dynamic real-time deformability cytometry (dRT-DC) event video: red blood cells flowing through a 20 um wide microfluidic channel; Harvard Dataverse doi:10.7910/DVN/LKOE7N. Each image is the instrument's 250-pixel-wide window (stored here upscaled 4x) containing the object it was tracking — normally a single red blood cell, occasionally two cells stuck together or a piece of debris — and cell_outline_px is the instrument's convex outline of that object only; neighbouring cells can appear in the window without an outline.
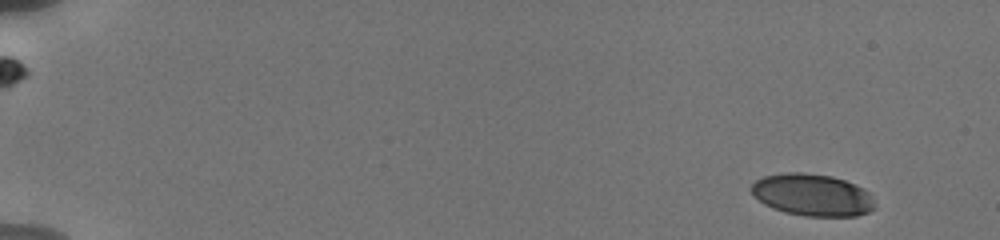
{"species": "human", "species_latin": "Homo sapiens", "temperature_condition": "cold", "stored_images_in_passage": 43, "camera_frame_rate_fps": 3000, "um_per_image_px": 0.085, "donor": {"sex": "male"}, "frame": {"image": 1, "passage_image": 3, "time_ms": 1.0, "image_size_px": [1000, 240], "cell_outline_px": [[876, 208], [868, 212], [856, 216], [804, 216], [784, 212], [772, 208], [764, 204], [752, 192], [752, 184], [756, 180], [764, 176], [784, 172], [804, 172], [832, 176], [856, 184], [864, 188], [868, 192]], "centroid_in_image_um": [69.06, 16.56], "position_along_channel_um": 15.9, "area_um2": 30.29}}
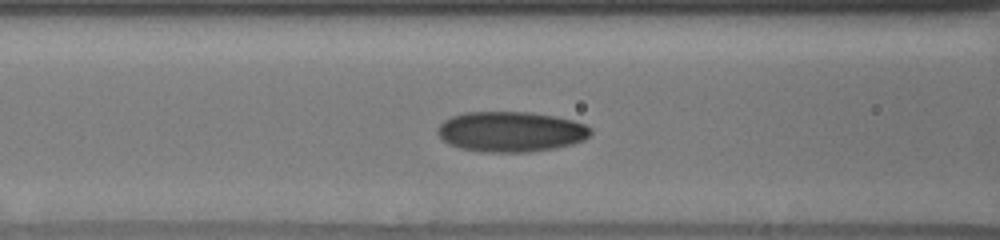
{"frame": {"image": 2, "passage_image": 18, "time_ms": 8.0, "image_size_px": [1000, 240], "cell_outline_px": [[592, 132], [584, 140], [572, 144], [556, 148], [528, 152], [484, 152], [460, 148], [448, 144], [436, 132], [436, 128], [444, 120], [452, 116], [464, 112], [528, 112], [556, 116], [572, 120], [584, 124], [592, 128]], "centroid_in_image_um": [43.42, 11.19], "position_along_channel_um": 123.2, "area_um2": 36.13}}
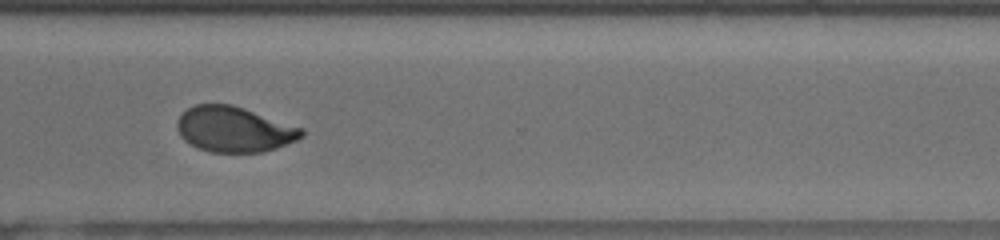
{"frame": {"image": 3, "passage_image": 42, "time_ms": 14.0, "image_size_px": [1000, 240], "cell_outline_px": [[304, 136], [296, 140], [276, 148], [260, 152], [212, 152], [200, 148], [184, 140], [180, 136], [176, 128], [176, 124], [180, 116], [188, 108], [196, 104], [232, 104], [304, 128]], "centroid_in_image_um": [19.91, 10.98], "position_along_channel_um": 350.7, "area_um2": 32.83}}